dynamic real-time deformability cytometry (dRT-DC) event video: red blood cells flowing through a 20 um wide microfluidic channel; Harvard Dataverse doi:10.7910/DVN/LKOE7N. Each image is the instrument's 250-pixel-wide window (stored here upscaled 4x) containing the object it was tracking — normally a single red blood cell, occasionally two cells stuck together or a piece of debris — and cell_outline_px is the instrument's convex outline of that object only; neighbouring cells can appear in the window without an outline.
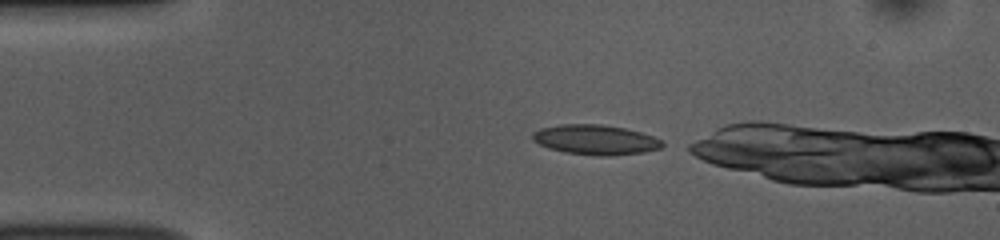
{"species": "common noctule bat (a hibernating species)", "species_latin": "Nyctalus noctula", "temperature_condition": "room temperature", "stored_images_in_passage": 5, "camera_frame_rate_fps": 3000, "um_per_image_px": 0.085, "animal": {"sex": "female", "body_mass_g": 10.0, "forearm_length_mm": 53.1}, "frame": {"image": 1, "passage_image": 1, "time_ms": 0.0, "image_size_px": [1000, 240], "cell_outline_px": [[664, 144], [660, 148], [644, 152], [612, 156], [596, 156], [564, 152], [548, 148], [532, 140], [532, 132], [540, 128], [560, 124], [600, 124], [624, 128], [640, 132], [652, 136], [660, 140]], "centroid_in_image_um": [50.58, 11.88], "position_along_channel_um": 34.4, "area_um2": 22.66}}